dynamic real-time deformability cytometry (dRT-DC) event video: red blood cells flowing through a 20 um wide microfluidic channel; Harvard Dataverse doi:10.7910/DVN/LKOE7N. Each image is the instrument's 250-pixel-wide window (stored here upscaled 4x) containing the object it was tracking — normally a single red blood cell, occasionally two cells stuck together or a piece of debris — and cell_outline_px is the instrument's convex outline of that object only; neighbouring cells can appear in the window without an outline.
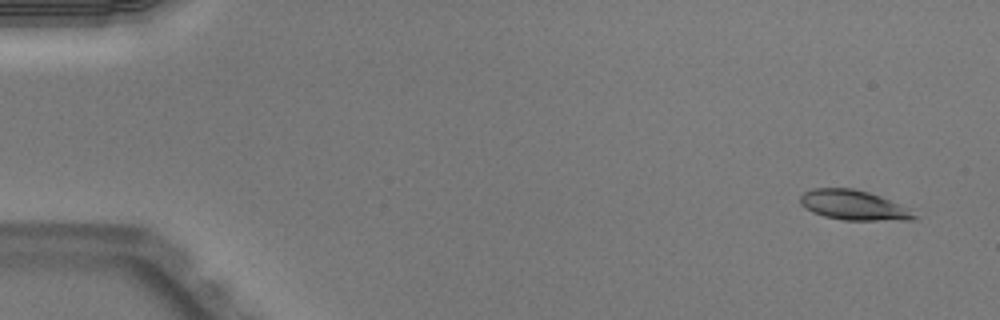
{"species": "Egyptian fruit bat (a non-hibernating species)", "species_latin": "Rousettus aegyptiacus", "temperature_condition": "warm", "stored_images_in_passage": 49, "camera_frame_rate_fps": 3000, "um_per_image_px": 0.085, "animal": {"sex": "male"}, "frame": {"image": 1, "passage_image": 1, "time_ms": 0.0, "image_size_px": [1000, 320], "cell_outline_px": [[916, 216], [912, 220], [844, 220], [824, 216], [812, 212], [804, 208], [800, 204], [800, 196], [804, 192], [812, 188], [852, 188], [868, 192], [880, 196], [912, 208]], "centroid_in_image_um": [72.57, 17.44], "position_along_channel_um": 12.4, "area_um2": 20.0}}
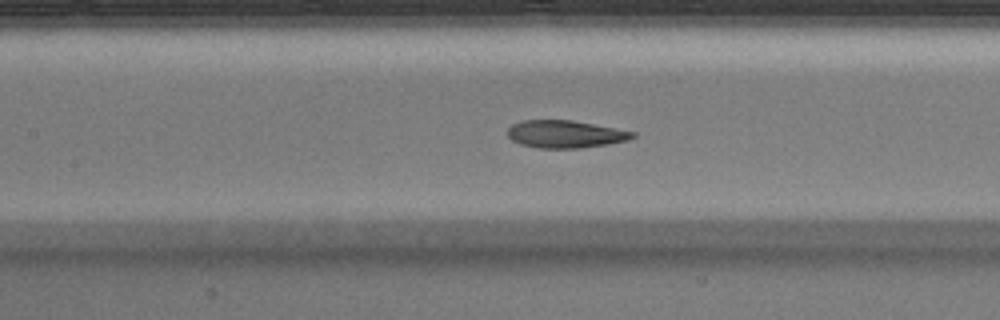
{"frame": {"image": 2, "passage_image": 22, "time_ms": 7.0, "image_size_px": [1000, 320], "cell_outline_px": [[636, 136], [628, 140], [608, 144], [580, 148], [540, 148], [520, 144], [512, 140], [508, 136], [508, 128], [512, 124], [520, 120], [572, 120], [636, 132]], "centroid_in_image_um": [48.04, 11.4], "position_along_channel_um": 159.4, "area_um2": 20.06}}
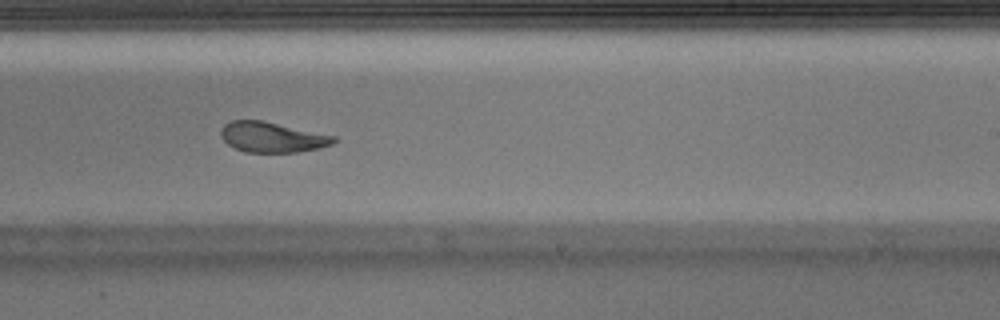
{"frame": {"image": 3, "passage_image": 30, "time_ms": 9.667, "image_size_px": [1000, 320], "cell_outline_px": [[336, 140], [332, 144], [316, 148], [296, 152], [244, 152], [228, 144], [220, 136], [220, 132], [224, 124], [232, 120], [260, 120], [336, 136]], "centroid_in_image_um": [23.09, 11.65], "position_along_channel_um": 265.9, "area_um2": 19.65}, "authors_computed_cell_mechanics": {"area_um2": 20.808, "velocity_mm_per_s": 4.0049, "shape_relaxation_time_tau1_ms": null, "shape_relaxation_time_tau2_ms": 1.3376, "deformation_change_tau1": null, "deformation_change_tau2": 0.0781}}